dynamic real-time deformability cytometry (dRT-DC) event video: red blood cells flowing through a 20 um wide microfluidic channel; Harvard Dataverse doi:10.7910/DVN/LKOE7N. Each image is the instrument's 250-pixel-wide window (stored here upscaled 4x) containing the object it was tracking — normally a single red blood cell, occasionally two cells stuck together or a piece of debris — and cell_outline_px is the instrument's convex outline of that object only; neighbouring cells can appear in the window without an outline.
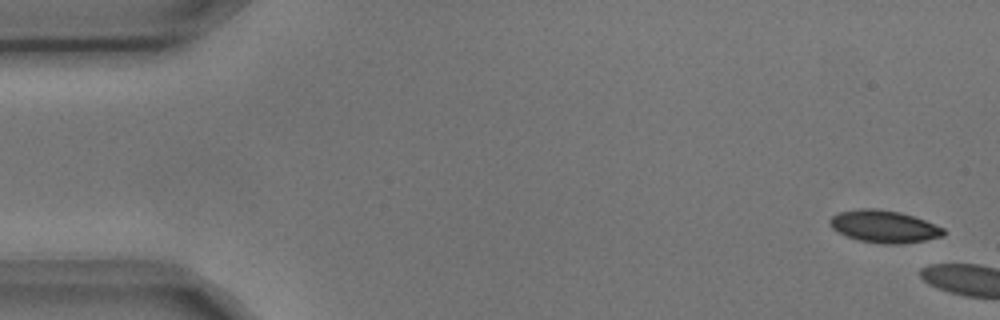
{"species": "common noctule bat (a hibernating species)", "species_latin": "Nyctalus noctula", "temperature_condition": "cold", "stored_images_in_passage": 4, "camera_frame_rate_fps": 3000, "um_per_image_px": 0.085, "animal": {"sex": "male", "body_mass_g": 17.9, "forearm_length_mm": 54.2}, "frame": {"image": 1, "passage_image": 1, "time_ms": 0.0, "image_size_px": [1000, 320], "cell_outline_px": [[944, 236], [904, 244], [884, 244], [860, 240], [836, 232], [828, 224], [828, 220], [832, 216], [840, 212], [860, 208], [876, 208], [900, 212], [924, 220], [944, 228]], "centroid_in_image_um": [75.12, 19.25], "position_along_channel_um": 9.9, "area_um2": 21.39}}